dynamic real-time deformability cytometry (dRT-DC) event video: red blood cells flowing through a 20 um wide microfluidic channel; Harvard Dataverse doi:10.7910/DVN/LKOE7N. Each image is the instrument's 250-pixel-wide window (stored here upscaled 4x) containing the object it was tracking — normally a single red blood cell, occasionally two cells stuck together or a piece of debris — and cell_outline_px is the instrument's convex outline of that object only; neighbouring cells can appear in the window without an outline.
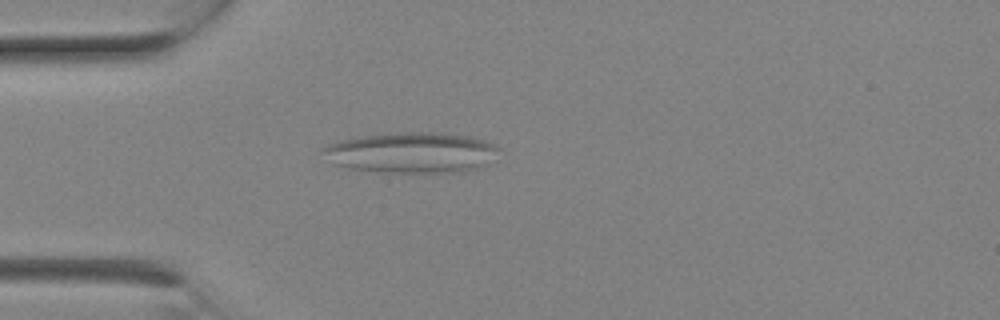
{"species": "Egyptian fruit bat (a non-hibernating species)", "species_latin": "Rousettus aegyptiacus", "temperature_condition": "room temperature", "stored_images_in_passage": 2, "camera_frame_rate_fps": 3000, "um_per_image_px": 0.085, "animal": {"sex": "female"}, "frame": {"image": 1, "passage_image": 1, "time_ms": 0.0, "image_size_px": [1000, 320], "cell_outline_px": [[500, 148], [484, 164], [476, 168], [464, 172], [380, 172], [348, 168], [332, 164], [320, 148], [328, 144], [344, 140], [364, 136], [396, 132], [436, 132], [472, 136], [484, 140]], "centroid_in_image_um": [34.95, 12.97], "position_along_channel_um": 50.1, "area_um2": 41.38}}